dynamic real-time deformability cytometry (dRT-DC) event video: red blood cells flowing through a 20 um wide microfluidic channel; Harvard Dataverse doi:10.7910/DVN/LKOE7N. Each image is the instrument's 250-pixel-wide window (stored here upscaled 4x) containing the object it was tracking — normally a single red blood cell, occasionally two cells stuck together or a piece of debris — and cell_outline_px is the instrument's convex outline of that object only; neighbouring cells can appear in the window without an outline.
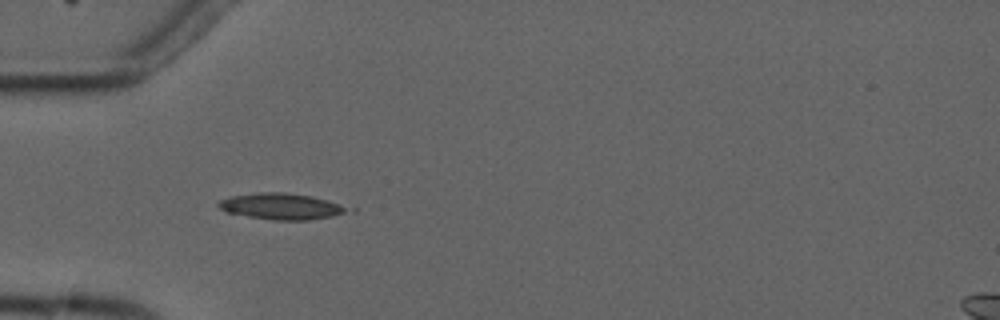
{"species": "common noctule bat (a hibernating species)", "species_latin": "Nyctalus noctula", "temperature_condition": "cold", "stored_images_in_passage": 3, "camera_frame_rate_fps": 3000, "um_per_image_px": 0.085, "animal": {"sex": "male", "forearm_length_mm": 52.5}, "frame": {"image": 1, "passage_image": 1, "time_ms": 0.0, "image_size_px": [1000, 320], "cell_outline_px": [[344, 212], [332, 216], [308, 220], [272, 220], [248, 216], [228, 212], [220, 208], [216, 204], [220, 200], [232, 196], [260, 192], [284, 192], [312, 196], [328, 200], [344, 208]], "centroid_in_image_um": [23.81, 17.53], "position_along_channel_um": 61.2, "area_um2": 19.13}}
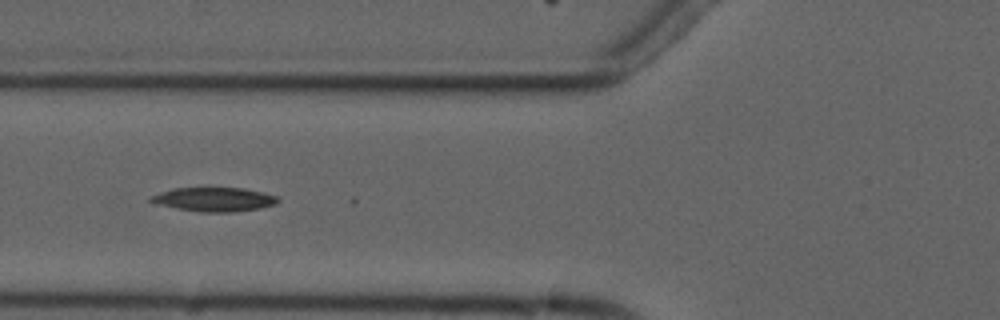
{"frame": {"image": 2, "passage_image": 2, "time_ms": 1.333, "image_size_px": [1000, 320], "cell_outline_px": [[280, 200], [276, 204], [260, 208], [232, 212], [200, 212], [152, 204], [148, 200], [148, 196], [172, 188], [244, 188], [276, 196]], "centroid_in_image_um": [18.12, 16.95], "position_along_channel_um": 107.7, "area_um2": 17.92}}
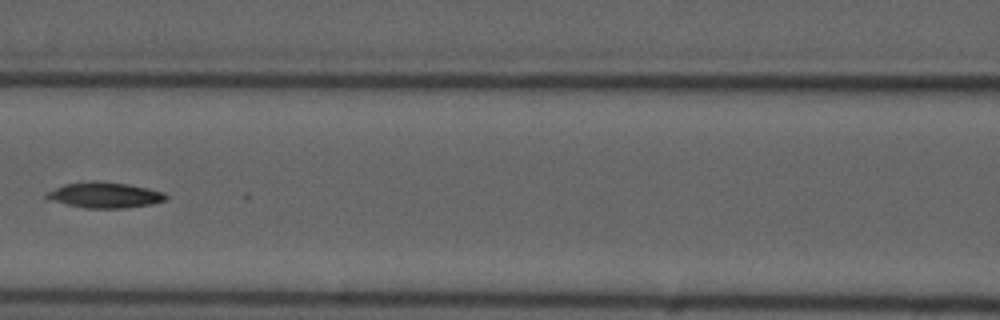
{"frame": {"image": 3, "passage_image": 3, "time_ms": 2.667, "image_size_px": [1000, 320], "cell_outline_px": [[168, 196], [164, 200], [152, 204], [124, 208], [84, 208], [48, 200], [44, 196], [44, 192], [64, 184], [92, 180], [100, 180], [128, 184], [148, 188], [164, 192]], "centroid_in_image_um": [8.84, 16.57], "position_along_channel_um": 157.8, "area_um2": 18.15}}